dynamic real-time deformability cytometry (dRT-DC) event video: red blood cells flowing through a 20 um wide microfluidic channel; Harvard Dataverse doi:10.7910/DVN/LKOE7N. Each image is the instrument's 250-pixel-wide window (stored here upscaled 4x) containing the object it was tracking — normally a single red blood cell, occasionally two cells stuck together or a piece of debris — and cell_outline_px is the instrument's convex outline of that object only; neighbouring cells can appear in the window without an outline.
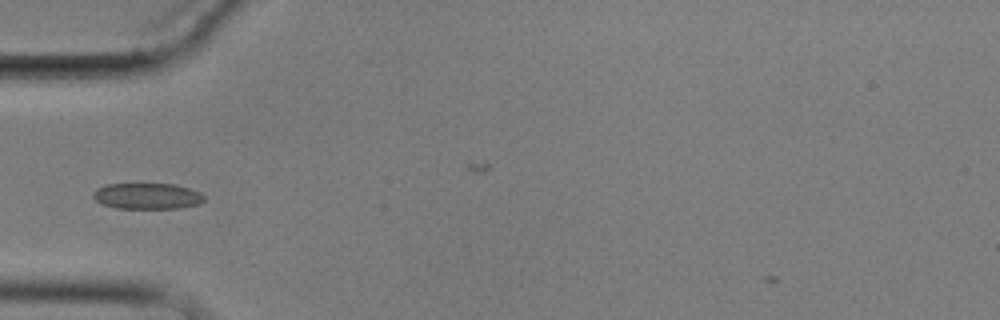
{"species": "common noctule bat (a hibernating species)", "species_latin": "Nyctalus noctula", "temperature_condition": "cold", "stored_images_in_passage": 1, "camera_frame_rate_fps": 3000, "um_per_image_px": 0.085, "animal": {"sex": "male", "body_mass_g": 17.9}, "frame": {"image": 1, "passage_image": 1, "time_ms": 0.0, "image_size_px": [1000, 320], "cell_outline_px": [[204, 200], [200, 204], [180, 208], [116, 208], [104, 204], [96, 200], [92, 196], [92, 192], [96, 188], [108, 184], [176, 184], [200, 192], [204, 196]], "centroid_in_image_um": [12.52, 16.66], "position_along_channel_um": 72.5, "area_um2": 16.82}}